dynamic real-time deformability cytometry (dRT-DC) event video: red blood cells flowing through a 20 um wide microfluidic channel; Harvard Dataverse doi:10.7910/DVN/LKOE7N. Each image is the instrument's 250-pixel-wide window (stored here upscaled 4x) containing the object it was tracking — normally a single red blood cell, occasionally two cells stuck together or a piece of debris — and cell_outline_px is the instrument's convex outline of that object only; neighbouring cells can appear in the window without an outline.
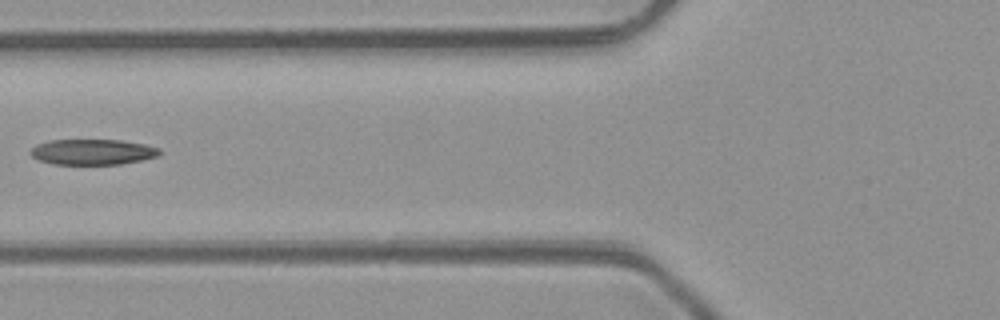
{"species": "common noctule bat (a hibernating species)", "species_latin": "Nyctalus noctula", "temperature_condition": "room temperature", "stored_images_in_passage": 4, "camera_frame_rate_fps": 3000, "um_per_image_px": 0.085, "animal": {"sex": "male", "body_mass_g": 23.1, "forearm_length_mm": 52.7}, "frame": {"image": 1, "passage_image": 4, "time_ms": 4.333, "image_size_px": [1000, 320], "cell_outline_px": [[160, 156], [120, 164], [52, 164], [40, 160], [32, 156], [28, 152], [36, 144], [52, 140], [120, 140], [144, 144], [160, 148]], "centroid_in_image_um": [7.87, 12.91], "position_along_channel_um": 117.9, "area_um2": 19.19}}